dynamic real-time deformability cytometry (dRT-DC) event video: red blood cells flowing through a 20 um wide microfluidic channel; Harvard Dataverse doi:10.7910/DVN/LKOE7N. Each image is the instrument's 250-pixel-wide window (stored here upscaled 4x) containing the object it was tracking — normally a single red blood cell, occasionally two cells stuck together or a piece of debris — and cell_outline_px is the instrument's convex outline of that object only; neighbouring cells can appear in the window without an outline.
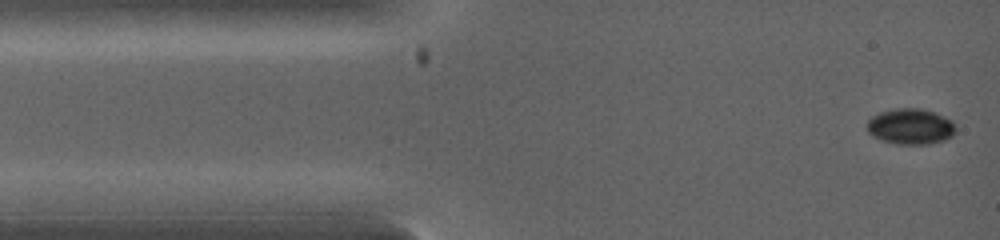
{"species": "common noctule bat (a hibernating species)", "species_latin": "Nyctalus noctula", "temperature_condition": "warm", "stored_images_in_passage": 3, "camera_frame_rate_fps": 5000, "um_per_image_px": 0.085, "animal": {"sex": "female", "body_mass_g": 19.0, "forearm_length_mm": 53.3}, "frame": {"image": 1, "passage_image": 1, "time_ms": 0.0, "image_size_px": [1000, 240], "cell_outline_px": [[956, 132], [952, 136], [944, 140], [928, 144], [900, 144], [884, 140], [872, 136], [868, 132], [868, 120], [872, 116], [880, 112], [896, 108], [920, 108], [944, 116], [952, 120], [956, 128]], "centroid_in_image_um": [77.42, 10.74], "position_along_channel_um": 7.6, "area_um2": 18.38}}
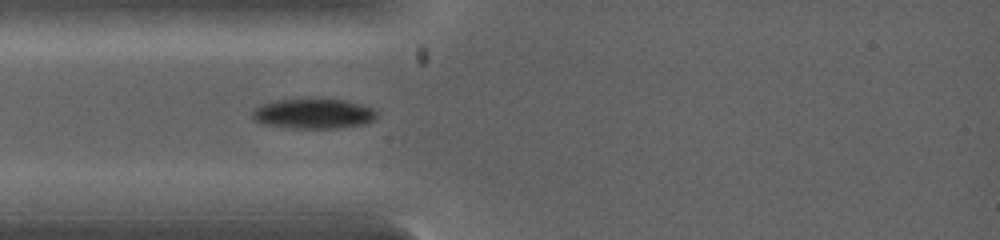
{"frame": {"image": 2, "passage_image": 3, "time_ms": 2.0, "image_size_px": [1000, 240], "cell_outline_px": [[376, 120], [368, 124], [336, 128], [296, 128], [260, 124], [252, 116], [252, 108], [260, 104], [272, 100], [300, 96], [344, 100], [360, 104], [372, 108], [376, 112]], "centroid_in_image_um": [26.59, 9.62], "position_along_channel_um": 58.4, "area_um2": 22.77}}